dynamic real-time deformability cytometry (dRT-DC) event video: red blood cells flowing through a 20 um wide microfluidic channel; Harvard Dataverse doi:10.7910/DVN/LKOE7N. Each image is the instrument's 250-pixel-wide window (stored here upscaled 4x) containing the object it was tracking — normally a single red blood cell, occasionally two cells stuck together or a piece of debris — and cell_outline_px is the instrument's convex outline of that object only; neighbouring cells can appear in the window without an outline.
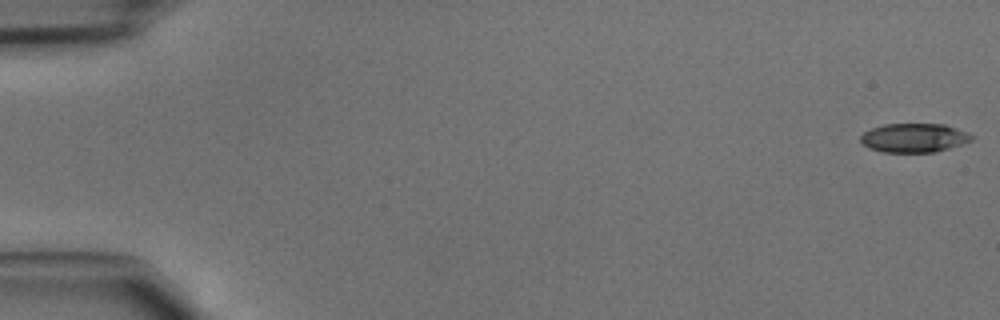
{"species": "common noctule bat (a hibernating species)", "species_latin": "Nyctalus noctula", "temperature_condition": "cold", "stored_images_in_passage": 46, "camera_frame_rate_fps": 3000, "um_per_image_px": 0.085, "animal": {"sex": "male", "body_mass_g": 15.6}, "frame": {"image": 1, "passage_image": 1, "time_ms": 0.0, "image_size_px": [1000, 320], "cell_outline_px": [[972, 140], [964, 144], [936, 152], [884, 152], [868, 148], [860, 140], [860, 136], [864, 132], [872, 128], [884, 124], [944, 124], [968, 132], [972, 136]], "centroid_in_image_um": [77.71, 11.72], "position_along_channel_um": 7.3, "area_um2": 18.79}}
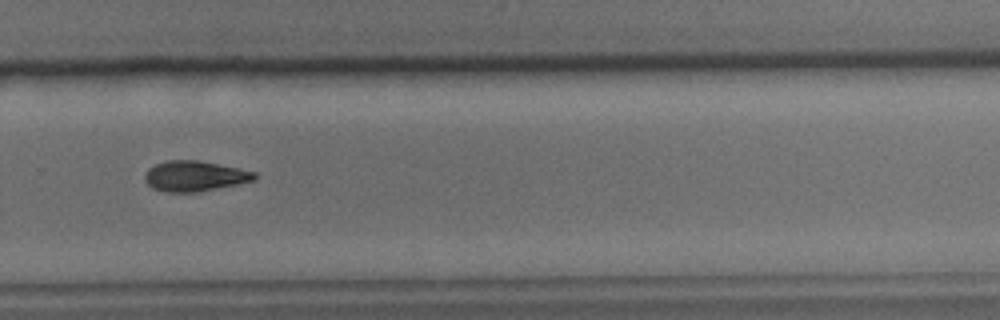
{"frame": {"image": 2, "passage_image": 32, "time_ms": 10.333, "image_size_px": [1000, 320], "cell_outline_px": [[256, 180], [196, 192], [164, 192], [152, 188], [144, 180], [144, 176], [148, 168], [156, 164], [168, 160], [200, 160], [256, 172]], "centroid_in_image_um": [16.52, 14.96], "position_along_channel_um": 313.3, "area_um2": 19.36}}
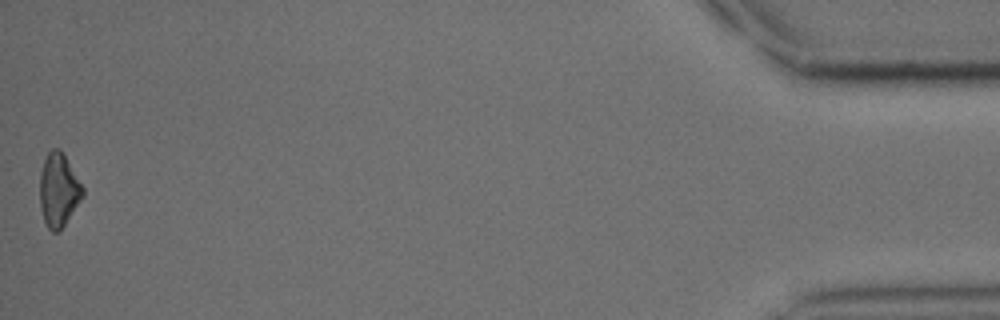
{"frame": {"image": 3, "passage_image": 46, "time_ms": 15.0, "image_size_px": [1000, 320], "cell_outline_px": [[84, 196], [60, 232], [52, 232], [48, 228], [44, 220], [40, 204], [40, 172], [44, 160], [48, 152], [52, 148], [60, 148], [84, 188]], "centroid_in_image_um": [4.99, 16.17], "position_along_channel_um": 430.2, "area_um2": 18.44}}